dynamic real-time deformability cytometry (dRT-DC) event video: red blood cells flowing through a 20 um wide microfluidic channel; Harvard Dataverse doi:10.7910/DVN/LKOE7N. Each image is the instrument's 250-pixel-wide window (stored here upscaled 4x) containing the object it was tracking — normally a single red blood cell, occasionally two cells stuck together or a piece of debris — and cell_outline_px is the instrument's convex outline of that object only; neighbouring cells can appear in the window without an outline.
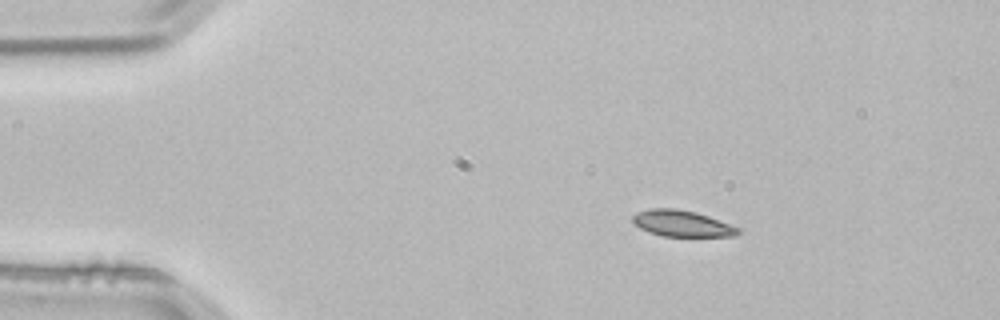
{"species": "common noctule bat (a hibernating species)", "species_latin": "Nyctalus noctula", "temperature_condition": "room temperature", "stored_images_in_passage": 2, "camera_frame_rate_fps": 3000, "um_per_image_px": 0.085, "animal": {"sex": "male", "body_mass_g": 21.5, "forearm_length_mm": 52.0}, "frame": {"image": 1, "passage_image": 1, "time_ms": 0.0, "image_size_px": [1000, 320], "cell_outline_px": [[740, 232], [736, 236], [664, 236], [648, 232], [640, 228], [632, 220], [632, 216], [636, 212], [652, 208], [676, 208], [696, 212], [708, 216], [740, 228]], "centroid_in_image_um": [57.96, 18.99], "position_along_channel_um": 27.0, "area_um2": 16.07}}